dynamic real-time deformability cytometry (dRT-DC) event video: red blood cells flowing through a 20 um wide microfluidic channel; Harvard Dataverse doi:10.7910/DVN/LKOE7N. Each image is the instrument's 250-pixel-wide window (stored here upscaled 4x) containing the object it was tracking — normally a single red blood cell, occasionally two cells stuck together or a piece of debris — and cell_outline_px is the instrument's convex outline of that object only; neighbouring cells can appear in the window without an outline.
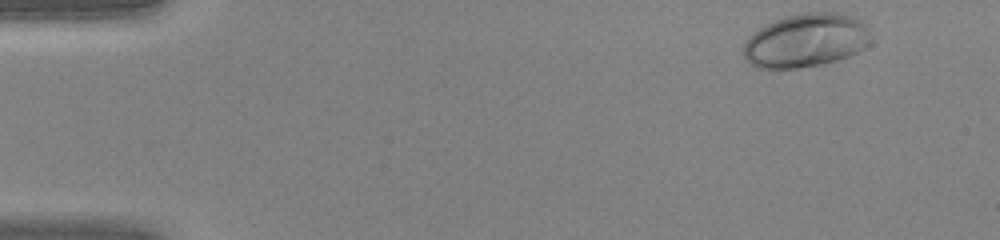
{"species": "human", "species_latin": "Homo sapiens", "temperature_condition": "warm", "stored_images_in_passage": 41, "camera_frame_rate_fps": 3000, "um_per_image_px": 0.085, "donor": {"sex": "female"}, "frame": {"image": 1, "passage_image": 1, "time_ms": 0.0, "image_size_px": [1000, 240], "cell_outline_px": [[868, 44], [864, 48], [848, 56], [836, 60], [820, 64], [796, 68], [756, 68], [748, 64], [744, 56], [744, 44], [760, 28], [776, 20], [788, 16], [808, 12], [836, 12], [848, 16], [864, 24], [868, 28]], "centroid_in_image_um": [68.47, 3.46], "position_along_channel_um": 16.5, "area_um2": 38.96}}
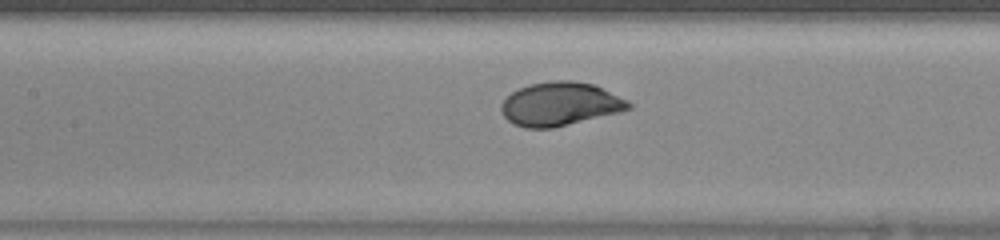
{"frame": {"image": 2, "passage_image": 18, "time_ms": 5.667, "image_size_px": [1000, 240], "cell_outline_px": [[632, 108], [620, 112], [552, 128], [524, 128], [512, 124], [504, 116], [500, 108], [500, 104], [512, 92], [520, 88], [532, 84], [556, 80], [572, 80], [592, 84], [628, 100], [632, 104]], "centroid_in_image_um": [47.6, 8.85], "position_along_channel_um": 159.8, "area_um2": 32.14}}
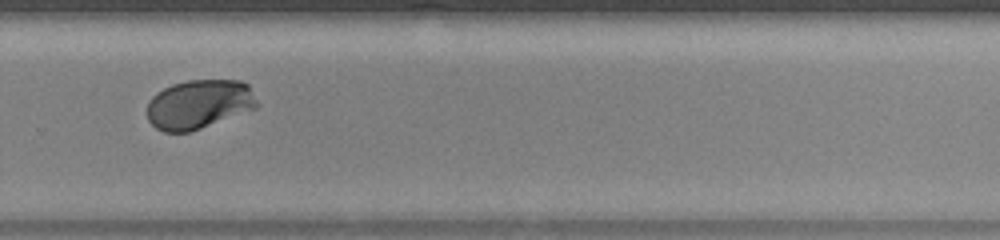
{"frame": {"image": 3, "passage_image": 28, "time_ms": 9.0, "image_size_px": [1000, 240], "cell_outline_px": [[260, 104], [256, 108], [200, 128], [188, 132], [164, 132], [156, 128], [148, 120], [148, 100], [156, 92], [172, 84], [188, 80], [240, 80], [248, 84]], "centroid_in_image_um": [16.91, 8.85], "position_along_channel_um": 312.9, "area_um2": 31.5}}